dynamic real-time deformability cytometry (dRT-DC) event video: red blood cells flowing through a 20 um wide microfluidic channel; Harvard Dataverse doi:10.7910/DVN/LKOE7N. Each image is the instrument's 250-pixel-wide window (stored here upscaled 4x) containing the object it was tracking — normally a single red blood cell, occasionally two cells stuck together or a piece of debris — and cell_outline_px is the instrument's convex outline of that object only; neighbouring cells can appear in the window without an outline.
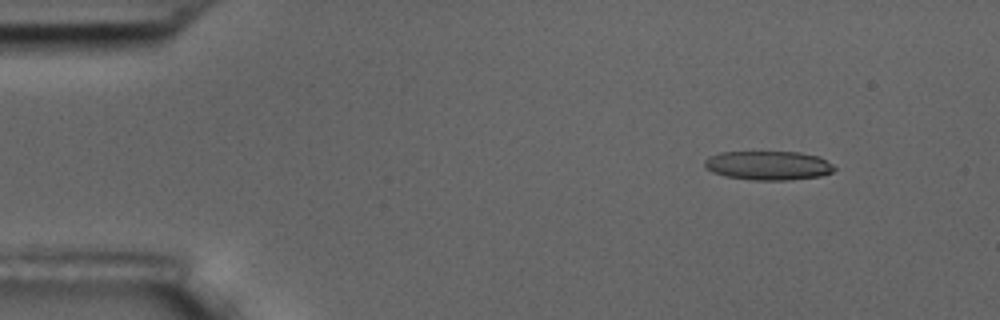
{"species": "common noctule bat (a hibernating species)", "species_latin": "Nyctalus noctula", "temperature_condition": "room temperature", "stored_images_in_passage": 5, "segment_of_instrument_passage": [1, 2], "camera_frame_rate_fps": 3000, "um_per_image_px": 0.085, "animal": {"sex": "male", "body_mass_g": 17.5, "forearm_length_mm": 52.3}, "frame": {"image": 1, "passage_image": 1, "time_ms": 0.0, "image_size_px": [1000, 320], "cell_outline_px": [[836, 168], [832, 172], [820, 176], [788, 180], [752, 180], [728, 176], [712, 172], [704, 164], [704, 160], [708, 156], [720, 152], [800, 152], [820, 156], [832, 164]], "centroid_in_image_um": [65.32, 14.06], "position_along_channel_um": 19.7, "area_um2": 21.96}}